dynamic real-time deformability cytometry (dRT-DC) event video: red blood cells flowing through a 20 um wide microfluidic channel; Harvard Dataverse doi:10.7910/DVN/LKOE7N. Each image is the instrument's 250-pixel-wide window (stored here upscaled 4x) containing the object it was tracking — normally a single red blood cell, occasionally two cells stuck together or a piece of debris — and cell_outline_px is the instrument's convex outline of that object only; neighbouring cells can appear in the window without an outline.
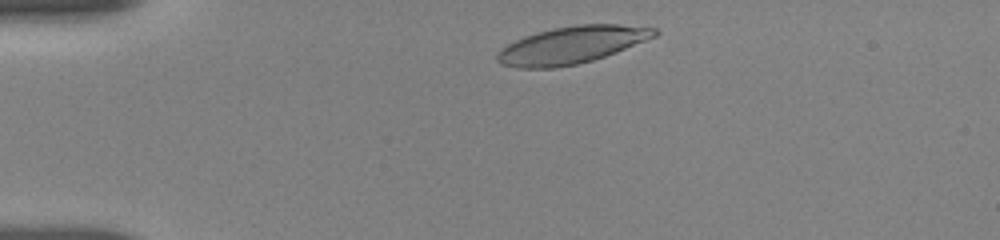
{"species": "human", "species_latin": "Homo sapiens", "temperature_condition": "room temperature", "stored_images_in_passage": 43, "camera_frame_rate_fps": 3000, "um_per_image_px": 0.085, "donor": {"sex": "female"}, "frame": {"image": 1, "passage_image": 3, "time_ms": 0.667, "image_size_px": [1000, 240], "cell_outline_px": [[660, 32], [656, 36], [616, 52], [592, 60], [576, 64], [552, 68], [520, 68], [500, 64], [496, 60], [496, 52], [508, 44], [524, 36], [536, 32], [552, 28], [576, 24], [616, 24], [656, 28]], "centroid_in_image_um": [48.57, 3.82], "position_along_channel_um": 36.4, "area_um2": 34.04}}
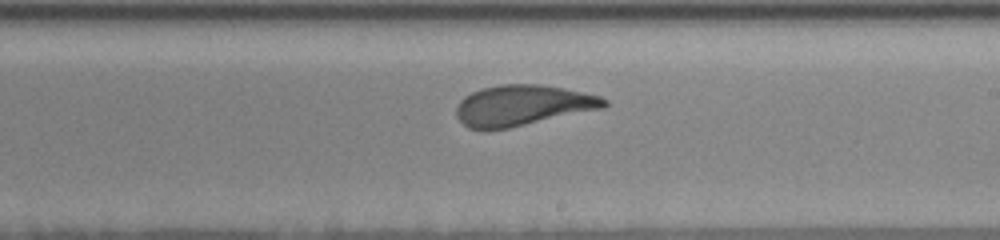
{"frame": {"image": 2, "passage_image": 24, "time_ms": 7.667, "image_size_px": [1000, 240], "cell_outline_px": [[608, 104], [604, 108], [508, 128], [484, 132], [468, 128], [456, 116], [456, 108], [460, 100], [464, 96], [480, 88], [500, 84], [540, 84], [564, 88], [600, 96], [608, 100]], "centroid_in_image_um": [44.38, 8.97], "position_along_channel_um": 244.6, "area_um2": 35.37}}
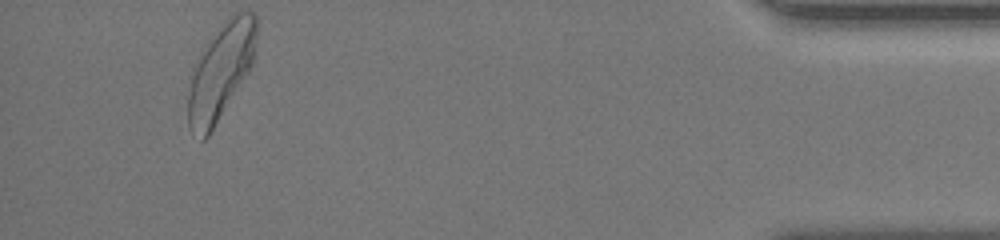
{"frame": {"image": 3, "passage_image": 43, "time_ms": 14.0, "image_size_px": [1000, 240], "cell_outline_px": [[256, 44], [252, 68], [208, 136], [204, 140], [200, 140], [188, 128], [188, 96], [192, 64], [204, 44], [228, 16], [232, 12], [252, 12], [256, 16]], "centroid_in_image_um": [18.74, 6.06], "position_along_channel_um": 416.5, "area_um2": 38.96}, "authors_computed_cell_mechanics": {"area_um2": 35.6626, "velocity_mm_per_s": 3.6447, "shape_relaxation_time_tau1_ms": 3.9971, "shape_relaxation_time_tau2_ms": 1.0768, "deformation_change_tau1": 0.1554, "deformation_change_tau2": 0.0881}}